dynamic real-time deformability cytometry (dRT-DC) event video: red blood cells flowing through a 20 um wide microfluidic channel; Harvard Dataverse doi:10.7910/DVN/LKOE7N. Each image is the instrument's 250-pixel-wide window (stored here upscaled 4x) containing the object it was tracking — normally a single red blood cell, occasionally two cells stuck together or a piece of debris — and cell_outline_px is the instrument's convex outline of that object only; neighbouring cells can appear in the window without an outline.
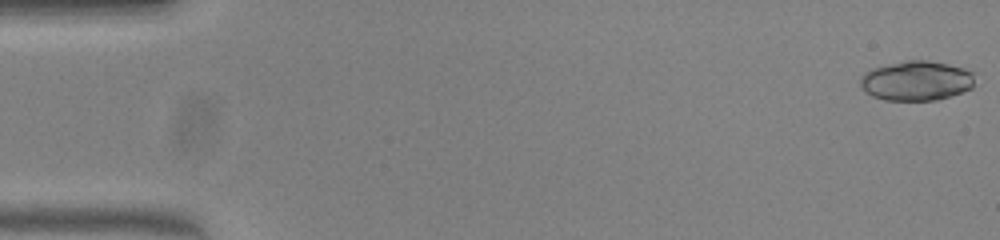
{"species": "common noctule bat (a hibernating species)", "species_latin": "Nyctalus noctula", "temperature_condition": "warm", "stored_images_in_passage": 51, "camera_frame_rate_fps": 3000, "um_per_image_px": 0.085, "animal": {"sex": "female", "body_mass_g": 23.0, "forearm_length_mm": 53.4}, "frame": {"image": 1, "passage_image": 1, "time_ms": 0.0, "image_size_px": [1000, 240], "cell_outline_px": [[972, 88], [936, 100], [884, 100], [872, 96], [864, 92], [860, 84], [860, 76], [864, 72], [872, 68], [904, 60], [928, 60], [948, 64], [964, 68], [972, 72]], "centroid_in_image_um": [77.82, 6.85], "position_along_channel_um": 7.2, "area_um2": 26.47}}
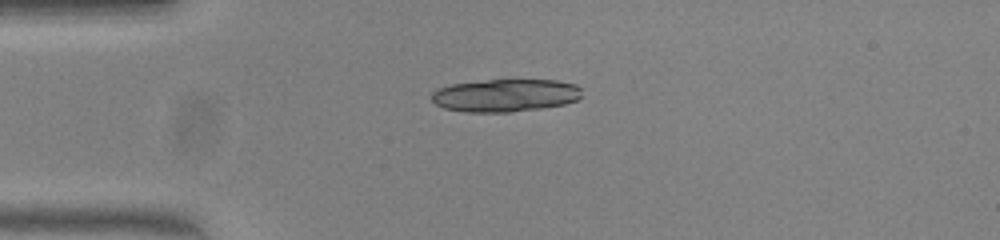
{"frame": {"image": 2, "passage_image": 13, "time_ms": 4.0, "image_size_px": [1000, 240], "cell_outline_px": [[580, 96], [576, 100], [564, 104], [540, 108], [512, 112], [464, 112], [444, 108], [436, 104], [432, 100], [432, 92], [440, 88], [452, 84], [488, 80], [556, 80], [576, 84], [580, 88]], "centroid_in_image_um": [42.95, 8.11], "position_along_channel_um": 42.1, "area_um2": 28.5}}